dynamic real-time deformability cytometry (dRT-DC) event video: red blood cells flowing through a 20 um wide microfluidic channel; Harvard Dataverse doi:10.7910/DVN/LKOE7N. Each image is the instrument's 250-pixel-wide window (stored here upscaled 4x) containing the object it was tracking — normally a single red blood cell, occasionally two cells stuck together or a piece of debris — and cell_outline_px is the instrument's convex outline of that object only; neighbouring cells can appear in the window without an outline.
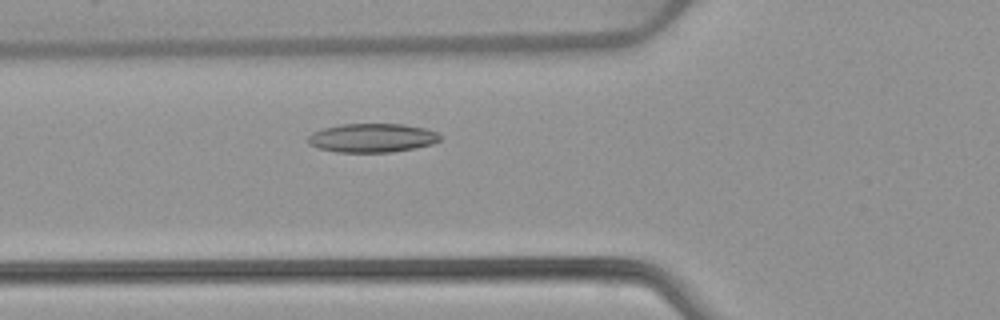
{"species": "common noctule bat (a hibernating species)", "species_latin": "Nyctalus noctula", "temperature_condition": "warm", "stored_images_in_passage": 43, "camera_frame_rate_fps": 3000, "um_per_image_px": 0.085, "animal": {"sex": "female", "body_mass_g": 22.7, "forearm_length_mm": 54.2}, "frame": {"image": 1, "passage_image": 9, "time_ms": 2.667, "image_size_px": [1000, 320], "cell_outline_px": [[440, 140], [432, 144], [416, 148], [392, 152], [336, 152], [320, 148], [308, 144], [308, 136], [312, 132], [324, 128], [340, 124], [404, 124], [424, 128], [436, 132], [440, 136]], "centroid_in_image_um": [31.63, 11.72], "position_along_channel_um": 94.2, "area_um2": 22.2}}
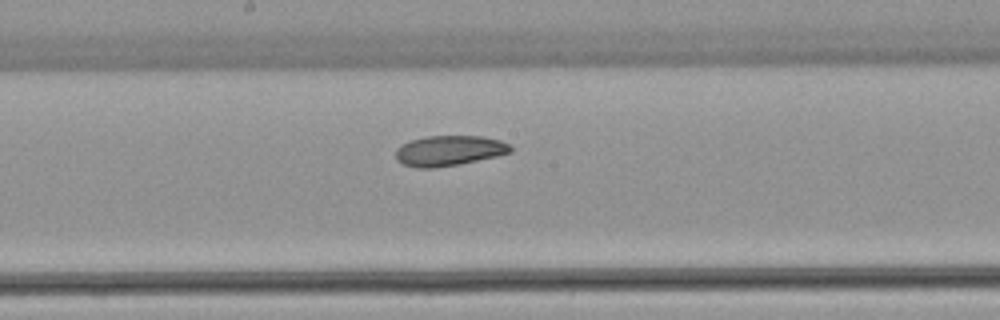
{"frame": {"image": 2, "passage_image": 18, "time_ms": 5.667, "image_size_px": [1000, 320], "cell_outline_px": [[512, 152], [496, 156], [460, 164], [436, 168], [416, 168], [404, 164], [396, 160], [396, 148], [400, 144], [412, 140], [428, 136], [484, 136], [500, 140], [508, 144], [512, 148]], "centroid_in_image_um": [38.16, 12.81], "position_along_channel_um": 210.0, "area_um2": 20.35}}
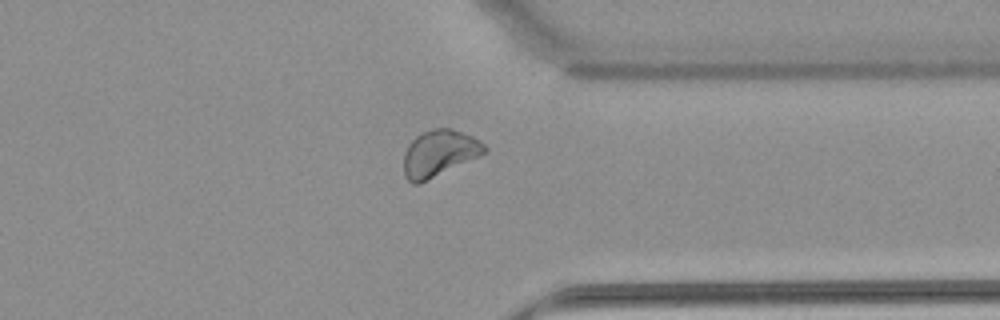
{"frame": {"image": 3, "passage_image": 31, "time_ms": 10.0, "image_size_px": [1000, 320], "cell_outline_px": [[488, 148], [484, 152], [420, 184], [412, 184], [404, 176], [404, 152], [408, 144], [416, 136], [432, 128], [452, 128], [472, 136], [480, 140]], "centroid_in_image_um": [37.28, 13.02], "position_along_channel_um": 374.1, "area_um2": 21.56}, "authors_computed_cell_mechanics": {"area_um2": 21.5016, "velocity_mm_per_s": 3.8586, "shape_relaxation_time_tau1_ms": 8.3761, "shape_relaxation_time_tau2_ms": null, "deformation_change_tau1": 0.1419, "deformation_change_tau2": null}}